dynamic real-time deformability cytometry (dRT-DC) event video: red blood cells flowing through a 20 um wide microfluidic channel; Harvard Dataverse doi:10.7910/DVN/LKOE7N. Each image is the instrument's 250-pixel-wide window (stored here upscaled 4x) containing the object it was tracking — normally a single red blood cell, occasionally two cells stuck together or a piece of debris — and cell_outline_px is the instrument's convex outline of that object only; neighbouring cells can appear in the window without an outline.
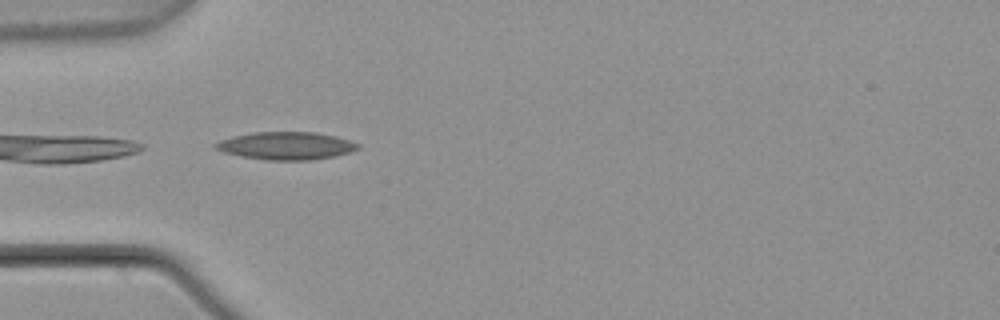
{"species": "common noctule bat (a hibernating species)", "species_latin": "Nyctalus noctula", "temperature_condition": "warm", "stored_images_in_passage": 7, "camera_frame_rate_fps": 3000, "um_per_image_px": 0.085, "animal": {"sex": "male", "body_mass_g": 21.5, "forearm_length_mm": 52.0}, "frame": {"image": 1, "passage_image": 4, "time_ms": 1.0, "image_size_px": [1000, 320], "cell_outline_px": [[360, 148], [336, 156], [312, 160], [264, 160], [240, 156], [224, 152], [216, 148], [212, 144], [220, 140], [232, 136], [256, 132], [316, 132], [336, 136], [360, 144]], "centroid_in_image_um": [24.32, 12.39], "position_along_channel_um": 60.7, "area_um2": 23.06}}
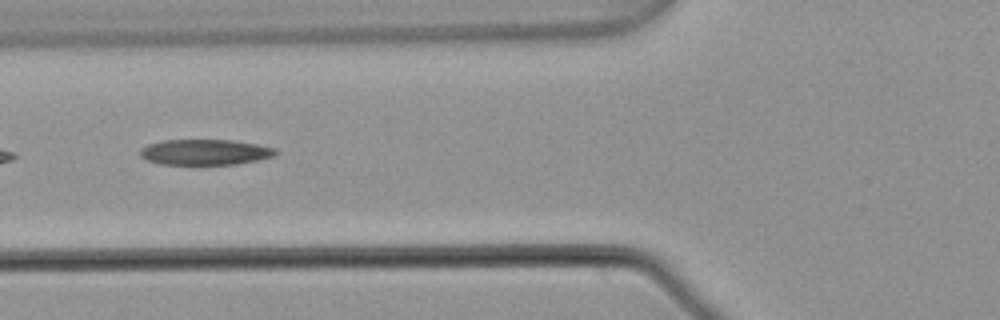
{"frame": {"image": 2, "passage_image": 5, "time_ms": 1.333, "image_size_px": [1000, 320], "cell_outline_px": [[280, 152], [272, 156], [256, 160], [236, 164], [160, 164], [148, 160], [140, 156], [140, 148], [148, 144], [160, 140], [232, 140], [256, 144], [276, 148]], "centroid_in_image_um": [17.41, 12.92], "position_along_channel_um": 108.4, "area_um2": 20.17}}
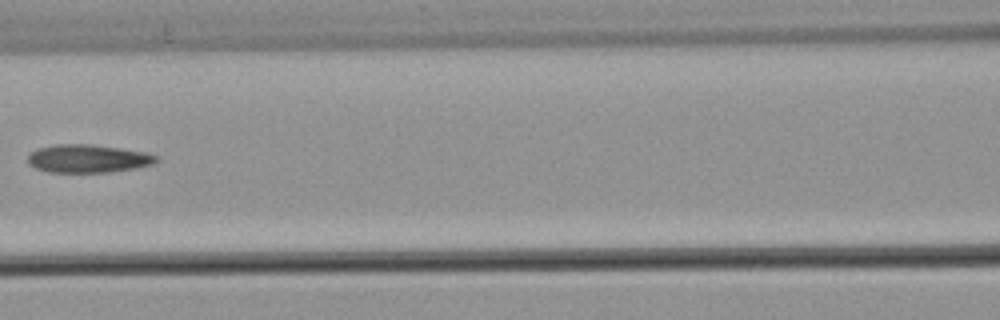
{"frame": {"image": 3, "passage_image": 6, "time_ms": 1.667, "image_size_px": [1000, 320], "cell_outline_px": [[160, 160], [152, 164], [136, 168], [108, 172], [48, 172], [36, 168], [28, 164], [28, 156], [36, 148], [56, 144], [92, 144], [148, 152], [160, 156]], "centroid_in_image_um": [7.51, 13.47], "position_along_channel_um": 159.1, "area_um2": 21.27}}